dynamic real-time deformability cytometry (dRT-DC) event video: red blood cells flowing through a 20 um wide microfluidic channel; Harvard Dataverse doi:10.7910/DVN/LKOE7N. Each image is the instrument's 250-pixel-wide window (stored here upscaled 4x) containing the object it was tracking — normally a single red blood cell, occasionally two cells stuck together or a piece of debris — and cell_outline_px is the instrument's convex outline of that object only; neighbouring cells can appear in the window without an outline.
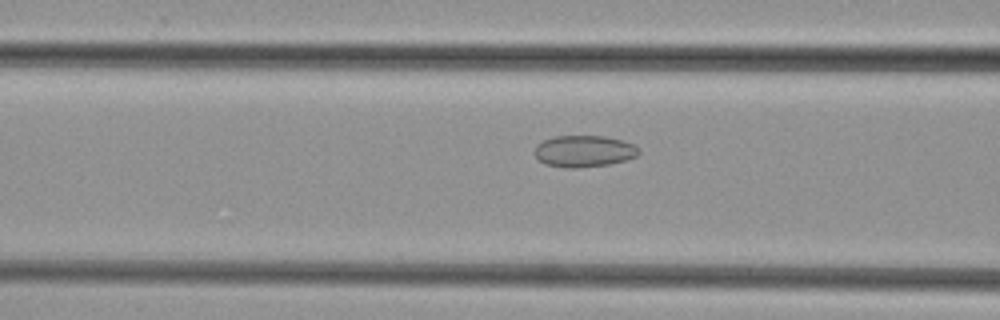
{"species": "common noctule bat (a hibernating species)", "species_latin": "Nyctalus noctula", "temperature_condition": "cold", "stored_images_in_passage": 36, "camera_frame_rate_fps": 3000, "um_per_image_px": 0.085, "animal": {"sex": "female", "body_mass_g": 29.2, "forearm_length_mm": 56.3}, "frame": {"image": 1, "passage_image": 15, "time_ms": 4.667, "image_size_px": [1000, 320], "cell_outline_px": [[640, 152], [636, 156], [624, 160], [608, 164], [576, 168], [564, 168], [544, 164], [536, 156], [536, 144], [552, 136], [604, 136], [620, 140], [632, 144], [640, 148]], "centroid_in_image_um": [49.62, 12.85], "position_along_channel_um": 117.0, "area_um2": 19.07}}
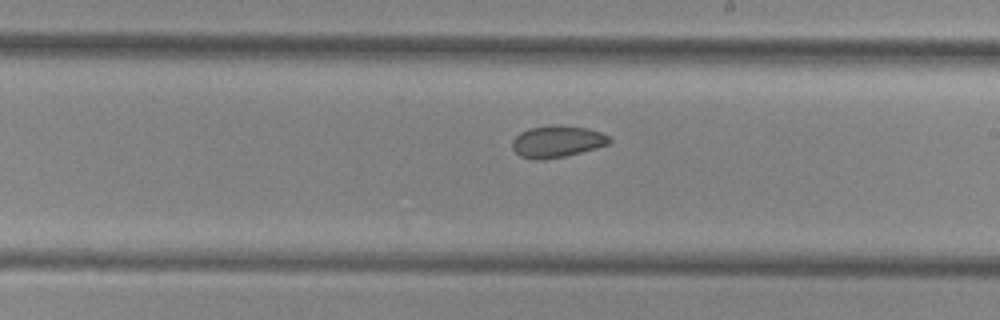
{"frame": {"image": 2, "passage_image": 24, "time_ms": 7.667, "image_size_px": [1000, 320], "cell_outline_px": [[612, 140], [608, 144], [596, 148], [564, 156], [544, 160], [532, 160], [520, 156], [512, 148], [512, 140], [520, 132], [528, 128], [552, 124], [560, 124], [588, 128], [600, 132], [608, 136]], "centroid_in_image_um": [47.32, 12.02], "position_along_channel_um": 241.7, "area_um2": 18.21}}
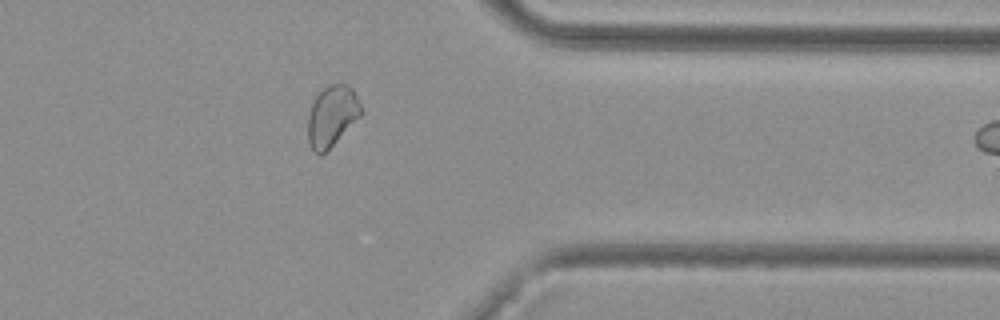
{"frame": {"image": 3, "passage_image": 35, "time_ms": 11.333, "image_size_px": [1000, 320], "cell_outline_px": [[364, 112], [328, 152], [320, 156], [312, 148], [308, 140], [308, 112], [316, 96], [328, 84], [348, 84], [352, 88]], "centroid_in_image_um": [28.23, 9.89], "position_along_channel_um": 383.2, "area_um2": 19.07}}